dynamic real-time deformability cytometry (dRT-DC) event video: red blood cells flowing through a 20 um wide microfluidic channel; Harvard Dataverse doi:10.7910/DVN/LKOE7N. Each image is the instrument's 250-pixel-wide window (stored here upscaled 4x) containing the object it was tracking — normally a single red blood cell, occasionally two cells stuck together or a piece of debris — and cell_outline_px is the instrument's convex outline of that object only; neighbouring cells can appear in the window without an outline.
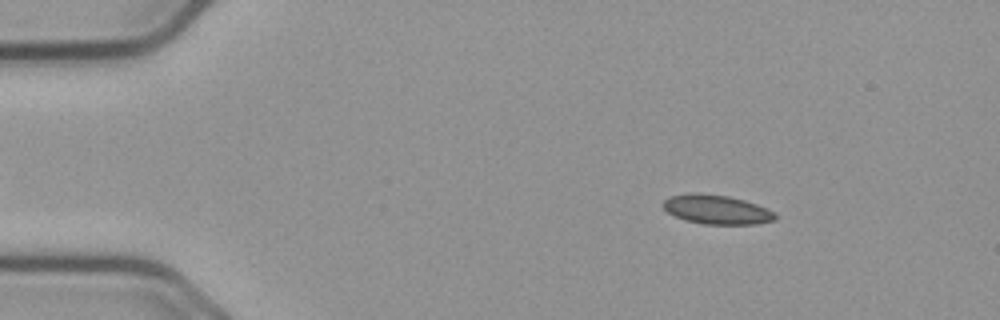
{"species": "common noctule bat (a hibernating species)", "species_latin": "Nyctalus noctula", "temperature_condition": "cold", "stored_images_in_passage": 56, "camera_frame_rate_fps": 3000, "um_per_image_px": 0.085, "animal": {"sex": "male", "body_mass_g": 23.1, "forearm_length_mm": 52.7}, "frame": {"image": 1, "passage_image": 8, "time_ms": 2.333, "image_size_px": [1000, 320], "cell_outline_px": [[776, 220], [756, 224], [704, 224], [684, 220], [668, 212], [664, 208], [664, 200], [668, 196], [688, 192], [700, 192], [728, 196], [744, 200], [756, 204], [776, 212]], "centroid_in_image_um": [60.91, 17.8], "position_along_channel_um": 24.1, "area_um2": 19.25}}
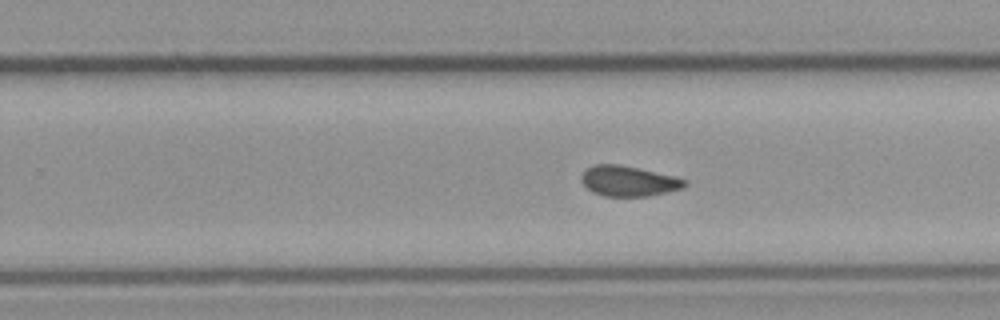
{"frame": {"image": 2, "passage_image": 35, "time_ms": 11.333, "image_size_px": [1000, 320], "cell_outline_px": [[688, 184], [684, 188], [648, 196], [604, 196], [592, 192], [580, 180], [580, 176], [592, 164], [620, 164], [676, 176], [688, 180]], "centroid_in_image_um": [53.45, 15.38], "position_along_channel_um": 276.3, "area_um2": 18.44}}
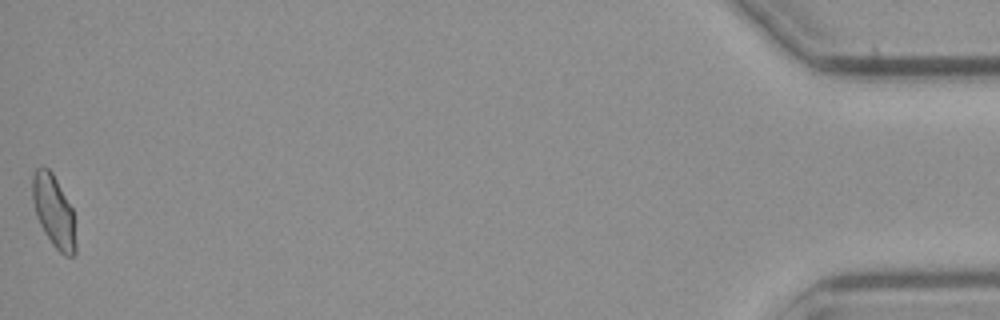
{"frame": {"image": 3, "passage_image": 56, "time_ms": 18.333, "image_size_px": [1000, 320], "cell_outline_px": [[76, 252], [72, 256], [64, 256], [52, 244], [44, 232], [36, 216], [32, 200], [32, 176], [36, 168], [48, 168], [52, 172], [72, 208], [76, 244]], "centroid_in_image_um": [4.56, 17.97], "position_along_channel_um": 430.6, "area_um2": 18.09}, "authors_computed_cell_mechanics": {"area_um2": 18.5249, "velocity_mm_per_s": 3.6603, "shape_relaxation_time_tau1_ms": null, "shape_relaxation_time_tau2_ms": 1.8384, "deformation_change_tau1": null, "deformation_change_tau2": 0.0467}}